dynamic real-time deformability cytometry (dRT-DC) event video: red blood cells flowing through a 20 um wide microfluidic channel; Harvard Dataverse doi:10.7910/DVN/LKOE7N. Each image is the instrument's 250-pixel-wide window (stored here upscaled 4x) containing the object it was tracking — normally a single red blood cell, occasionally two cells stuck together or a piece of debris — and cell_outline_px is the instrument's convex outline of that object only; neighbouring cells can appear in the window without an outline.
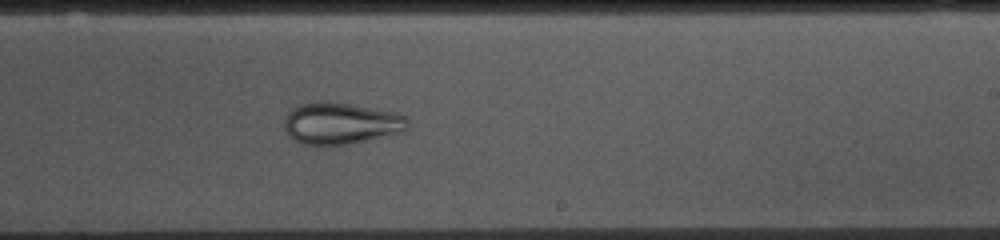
{"species": "common noctule bat (a hibernating species)", "species_latin": "Nyctalus noctula", "temperature_condition": "cold", "stored_images_in_passage": 53, "camera_frame_rate_fps": 3000, "um_per_image_px": 0.085, "animal": {"sex": "female", "body_mass_g": 10.0, "forearm_length_mm": 53.1}, "frame": {"image": 1, "passage_image": 31, "time_ms": 10.0, "image_size_px": [1000, 240], "cell_outline_px": [[408, 128], [404, 132], [368, 140], [348, 144], [300, 144], [288, 136], [284, 128], [284, 120], [288, 112], [300, 104], [348, 104], [396, 112], [404, 116], [408, 120]], "centroid_in_image_um": [29.0, 10.52], "position_along_channel_um": 260.0, "area_um2": 29.3}}
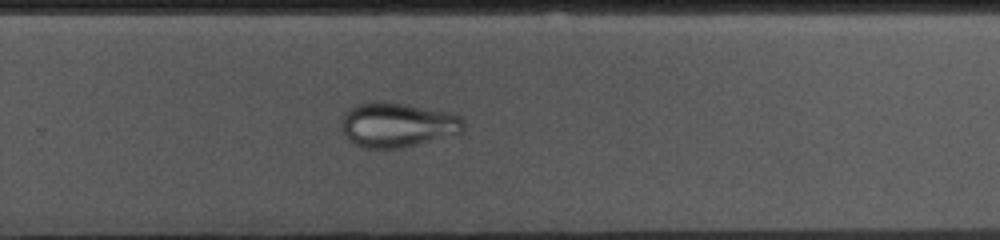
{"frame": {"image": 2, "passage_image": 34, "time_ms": 11.0, "image_size_px": [1000, 240], "cell_outline_px": [[464, 132], [400, 148], [364, 148], [348, 140], [340, 124], [344, 112], [348, 108], [356, 104], [376, 100], [404, 104], [456, 112], [464, 120]], "centroid_in_image_um": [33.79, 10.58], "position_along_channel_um": 296.0, "area_um2": 32.14}}
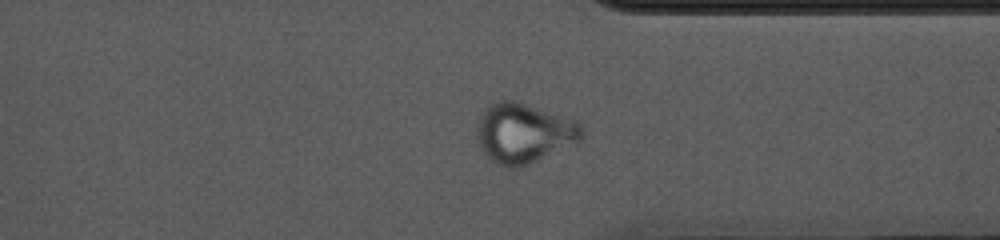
{"frame": {"image": 3, "passage_image": 40, "time_ms": 13.0, "image_size_px": [1000, 240], "cell_outline_px": [[584, 136], [580, 140], [528, 164], [516, 168], [504, 168], [492, 160], [480, 148], [476, 136], [476, 128], [480, 116], [488, 104], [500, 100], [512, 100], [576, 120], [580, 124], [584, 132]], "centroid_in_image_um": [44.48, 11.31], "position_along_channel_um": 366.9, "area_um2": 36.24}}